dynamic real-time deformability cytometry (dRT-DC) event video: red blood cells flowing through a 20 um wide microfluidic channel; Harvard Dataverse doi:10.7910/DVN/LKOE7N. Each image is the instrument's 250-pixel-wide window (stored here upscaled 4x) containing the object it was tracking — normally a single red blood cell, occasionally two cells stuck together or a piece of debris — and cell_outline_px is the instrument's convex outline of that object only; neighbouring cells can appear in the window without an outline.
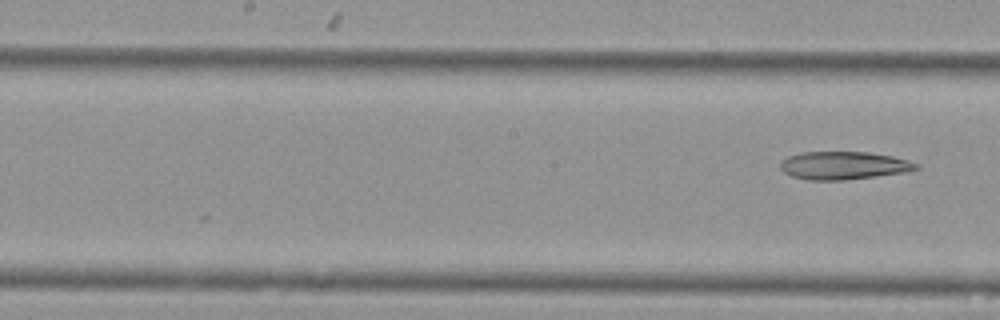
{"species": "Egyptian fruit bat (a non-hibernating species)", "species_latin": "Rousettus aegyptiacus", "temperature_condition": "cold", "stored_images_in_passage": 8, "camera_frame_rate_fps": 3000, "um_per_image_px": 0.085, "animal": {"sex": "female"}, "frame": {"image": 1, "passage_image": 8, "time_ms": 2.333, "image_size_px": [1000, 320], "cell_outline_px": [[920, 168], [904, 172], [876, 176], [844, 180], [808, 180], [792, 176], [784, 172], [780, 168], [780, 164], [788, 156], [800, 152], [868, 152], [892, 156], [908, 160], [920, 164]], "centroid_in_image_um": [71.72, 14.06], "position_along_channel_um": 176.5, "area_um2": 22.08}}